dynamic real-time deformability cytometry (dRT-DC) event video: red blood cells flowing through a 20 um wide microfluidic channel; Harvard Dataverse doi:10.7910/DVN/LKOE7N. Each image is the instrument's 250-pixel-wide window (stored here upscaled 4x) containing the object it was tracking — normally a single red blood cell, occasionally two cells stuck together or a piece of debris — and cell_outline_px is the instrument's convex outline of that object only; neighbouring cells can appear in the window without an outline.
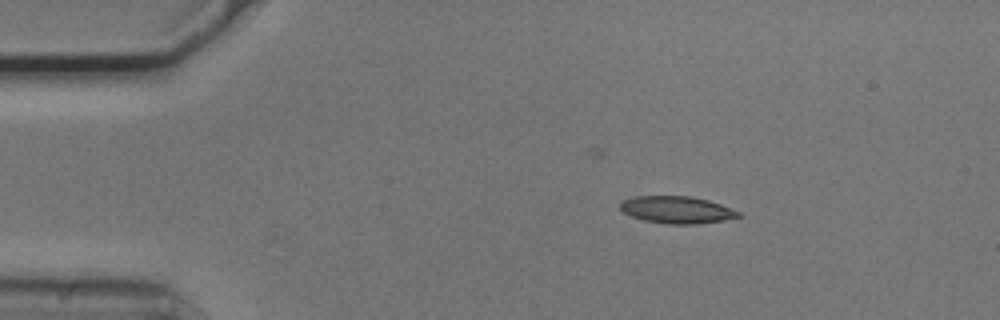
{"species": "common noctule bat (a hibernating species)", "species_latin": "Nyctalus noctula", "temperature_condition": "cold", "stored_images_in_passage": 47, "camera_frame_rate_fps": 3000, "um_per_image_px": 0.085, "animal": {"sex": "male", "body_mass_g": 20.5, "forearm_length_mm": 52.5}, "frame": {"image": 1, "passage_image": 1, "time_ms": 0.0, "image_size_px": [1000, 320], "cell_outline_px": [[740, 216], [724, 220], [696, 224], [664, 224], [644, 220], [632, 216], [624, 212], [620, 208], [620, 204], [624, 200], [636, 196], [692, 196], [708, 200], [720, 204], [740, 212]], "centroid_in_image_um": [57.53, 17.83], "position_along_channel_um": 27.5, "area_um2": 18.55}}
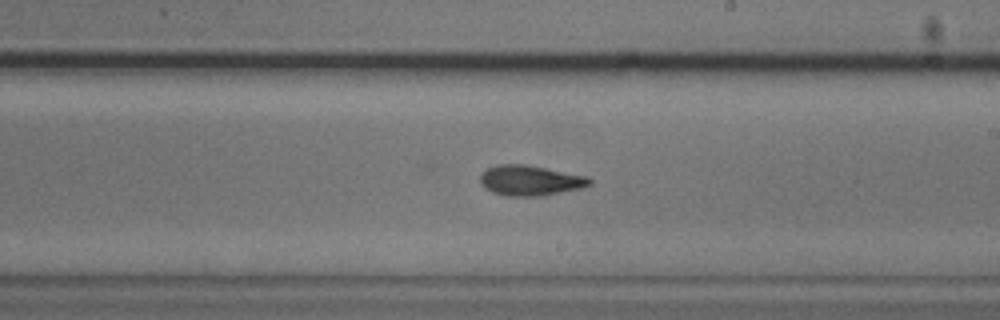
{"frame": {"image": 2, "passage_image": 23, "time_ms": 7.333, "image_size_px": [1000, 320], "cell_outline_px": [[592, 184], [584, 188], [544, 196], [508, 196], [492, 192], [484, 188], [480, 180], [480, 176], [488, 168], [496, 164], [524, 164], [588, 176], [592, 180]], "centroid_in_image_um": [45.11, 15.35], "position_along_channel_um": 243.9, "area_um2": 19.48}}
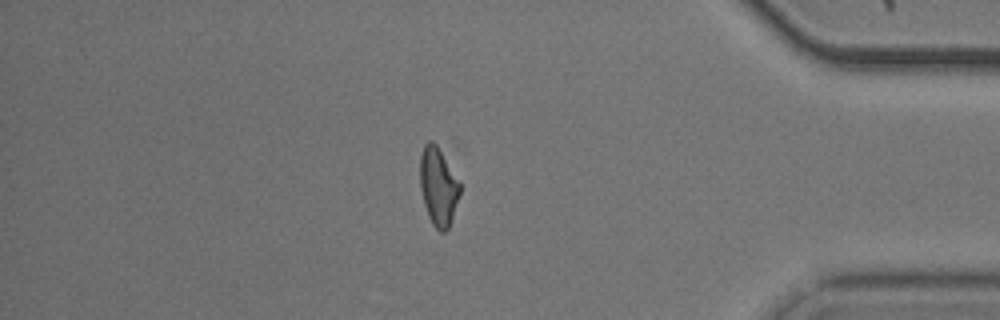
{"frame": {"image": 3, "passage_image": 38, "time_ms": 12.333, "image_size_px": [1000, 320], "cell_outline_px": [[460, 192], [452, 220], [448, 228], [444, 232], [440, 232], [432, 224], [428, 216], [424, 204], [420, 188], [420, 156], [424, 144], [428, 140], [432, 140], [440, 144], [460, 184]], "centroid_in_image_um": [37.25, 15.78], "position_along_channel_um": 398.0, "area_um2": 18.61}, "authors_computed_cell_mechanics": {"area_um2": 18.6694, "velocity_mm_per_s": 3.7392, "shape_relaxation_time_tau1_ms": 2.9282, "shape_relaxation_time_tau2_ms": 2.8105, "deformation_change_tau1": 0.1189, "deformation_change_tau2": 0.1053}}